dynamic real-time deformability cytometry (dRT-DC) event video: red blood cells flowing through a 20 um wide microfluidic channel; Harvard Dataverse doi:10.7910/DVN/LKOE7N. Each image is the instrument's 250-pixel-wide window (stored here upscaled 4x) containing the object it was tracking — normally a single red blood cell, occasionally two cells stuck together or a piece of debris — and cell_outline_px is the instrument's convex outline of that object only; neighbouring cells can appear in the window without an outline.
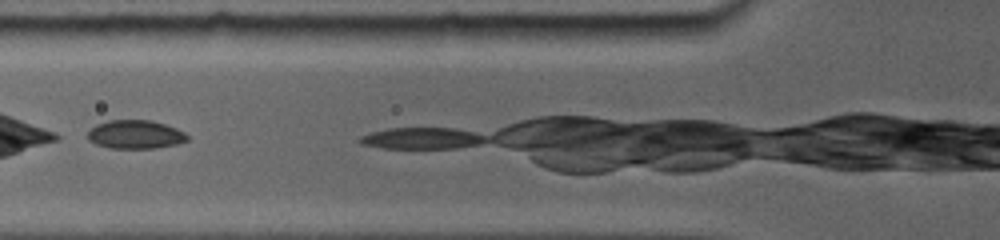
{"species": "common noctule bat (a hibernating species)", "species_latin": "Nyctalus noctula", "temperature_condition": "room temperature", "stored_images_in_passage": 8, "camera_frame_rate_fps": 5000, "um_per_image_px": 0.085, "animal": {"sex": "female", "body_mass_g": 19.0, "forearm_length_mm": 56.7}, "frame": {"image": 1, "passage_image": 2, "time_ms": 1.0, "image_size_px": [1000, 240], "cell_outline_px": [[188, 140], [176, 144], [152, 148], [112, 148], [96, 144], [88, 140], [88, 132], [92, 128], [108, 120], [148, 120], [164, 124], [184, 132], [188, 136]], "centroid_in_image_um": [11.5, 11.43], "position_along_channel_um": 114.3, "area_um2": 16.24}}
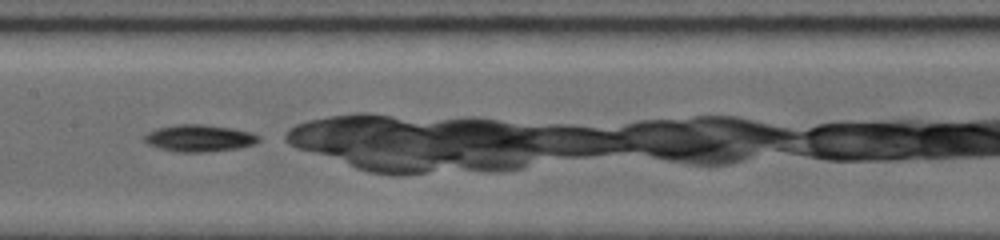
{"frame": {"image": 2, "passage_image": 5, "time_ms": 3.6, "image_size_px": [1000, 240], "cell_outline_px": [[260, 140], [252, 144], [236, 148], [204, 152], [180, 152], [148, 144], [144, 140], [144, 136], [148, 132], [160, 128], [180, 124], [200, 124], [228, 128], [248, 132], [256, 136]], "centroid_in_image_um": [16.9, 11.74], "position_along_channel_um": 190.5, "area_um2": 17.17}}
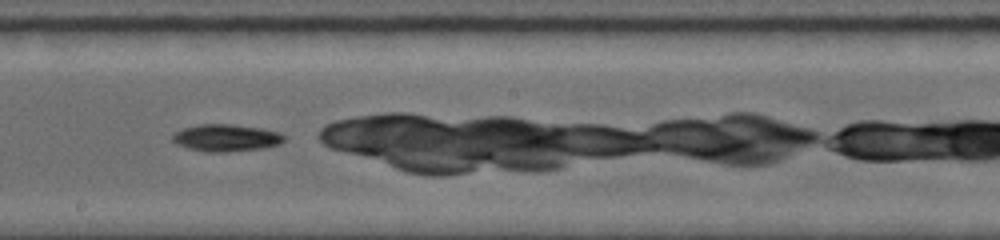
{"frame": {"image": 3, "passage_image": 6, "time_ms": 4.6, "image_size_px": [1000, 240], "cell_outline_px": [[284, 140], [280, 144], [264, 148], [228, 152], [204, 152], [188, 148], [176, 144], [172, 140], [172, 136], [176, 132], [184, 128], [196, 124], [232, 124], [260, 128], [280, 132], [284, 136]], "centroid_in_image_um": [19.22, 11.72], "position_along_channel_um": 229.0, "area_um2": 17.74}}